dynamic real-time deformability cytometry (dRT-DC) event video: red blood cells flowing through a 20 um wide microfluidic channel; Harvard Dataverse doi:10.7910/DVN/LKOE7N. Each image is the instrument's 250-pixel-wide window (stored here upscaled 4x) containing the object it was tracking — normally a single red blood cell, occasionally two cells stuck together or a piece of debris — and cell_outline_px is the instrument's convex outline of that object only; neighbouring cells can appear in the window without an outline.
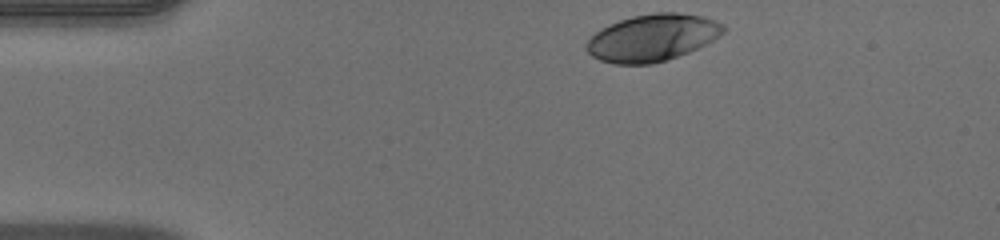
{"species": "human", "species_latin": "Homo sapiens", "temperature_condition": "warm", "stored_images_in_passage": 35, "camera_frame_rate_fps": 3000, "um_per_image_px": 0.085, "donor": {"sex": "male"}, "frame": {"image": 1, "passage_image": 1, "time_ms": 0.0, "image_size_px": [1000, 240], "cell_outline_px": [[724, 32], [720, 36], [688, 52], [668, 60], [652, 64], [616, 64], [600, 60], [592, 56], [584, 48], [584, 44], [596, 32], [620, 20], [632, 16], [656, 12], [676, 12], [704, 16], [716, 20], [724, 24]], "centroid_in_image_um": [55.46, 3.21], "position_along_channel_um": 29.5, "area_um2": 37.4}}
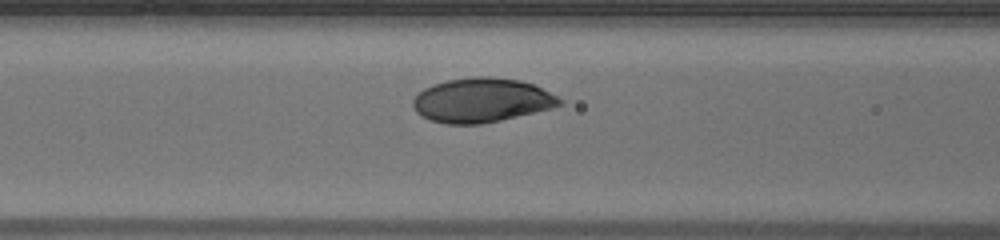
{"frame": {"image": 2, "passage_image": 13, "time_ms": 4.0, "image_size_px": [1000, 240], "cell_outline_px": [[564, 104], [552, 108], [500, 120], [480, 124], [448, 124], [432, 120], [420, 116], [416, 112], [412, 104], [412, 100], [424, 88], [432, 84], [448, 80], [472, 76], [488, 76], [520, 80], [532, 84], [564, 100]], "centroid_in_image_um": [40.93, 8.51], "position_along_channel_um": 125.7, "area_um2": 37.74}}
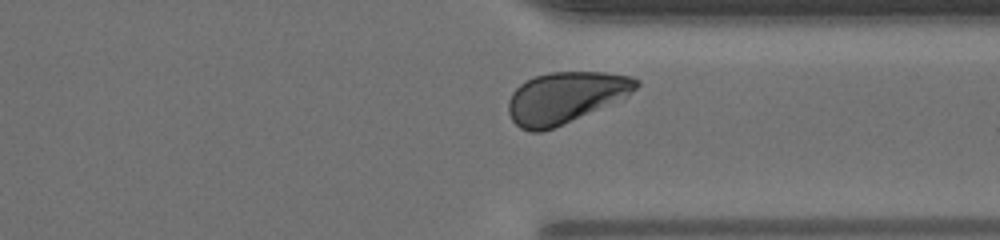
{"frame": {"image": 3, "passage_image": 31, "time_ms": 10.0, "image_size_px": [1000, 240], "cell_outline_px": [[640, 84], [636, 88], [628, 92], [552, 128], [540, 132], [528, 132], [520, 128], [512, 120], [508, 112], [508, 100], [512, 92], [520, 84], [536, 76], [548, 72], [604, 72], [628, 76], [640, 80]], "centroid_in_image_um": [47.91, 8.26], "position_along_channel_um": 363.5, "area_um2": 36.59}, "authors_computed_cell_mechanics": {"area_um2": 37.3966, "velocity_mm_per_s": 3.959, "shape_relaxation_time_tau1_ms": 3.271, "shape_relaxation_time_tau2_ms": null, "deformation_change_tau1": 0.1468, "deformation_change_tau2": null}}